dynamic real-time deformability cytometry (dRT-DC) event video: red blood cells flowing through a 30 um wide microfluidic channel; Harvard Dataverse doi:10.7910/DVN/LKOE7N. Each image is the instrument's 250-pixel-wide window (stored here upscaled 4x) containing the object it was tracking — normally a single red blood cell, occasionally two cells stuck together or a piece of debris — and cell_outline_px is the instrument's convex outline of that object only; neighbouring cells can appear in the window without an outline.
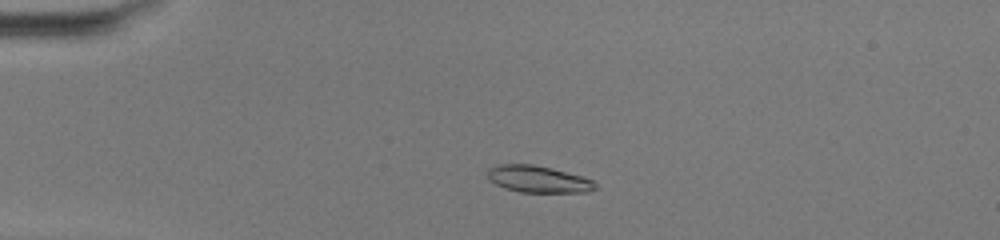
{"species": "common noctule bat (a hibernating species)", "species_latin": "Nyctalus noctula", "temperature_condition": "warm", "stored_images_in_passage": 45, "camera_frame_rate_fps": 3000, "um_per_image_px": 0.085, "animal": {"sex": "female", "body_mass_g": 20.0, "forearm_length_mm": 54.0}, "frame": {"image": 1, "passage_image": 7, "time_ms": 2.0, "image_size_px": [1000, 240], "cell_outline_px": [[600, 188], [588, 192], [520, 192], [504, 188], [488, 180], [488, 168], [500, 164], [532, 164], [552, 168], [584, 176], [592, 180]], "centroid_in_image_um": [45.78, 15.23], "position_along_channel_um": 39.2, "area_um2": 17.05}}
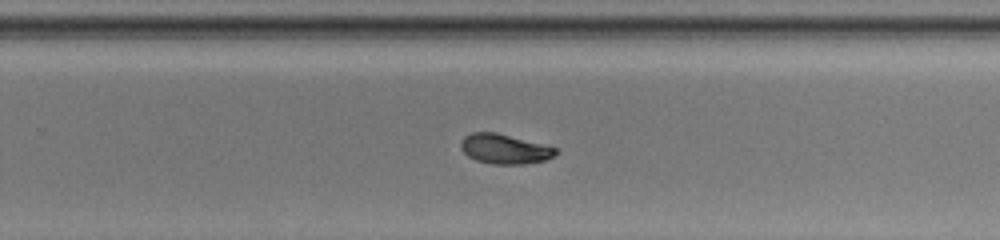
{"frame": {"image": 2, "passage_image": 28, "time_ms": 9.0, "image_size_px": [1000, 240], "cell_outline_px": [[560, 152], [544, 160], [524, 164], [492, 164], [476, 160], [468, 156], [460, 148], [460, 140], [464, 136], [472, 132], [496, 132], [560, 148]], "centroid_in_image_um": [42.9, 12.65], "position_along_channel_um": 286.9, "area_um2": 16.65}}
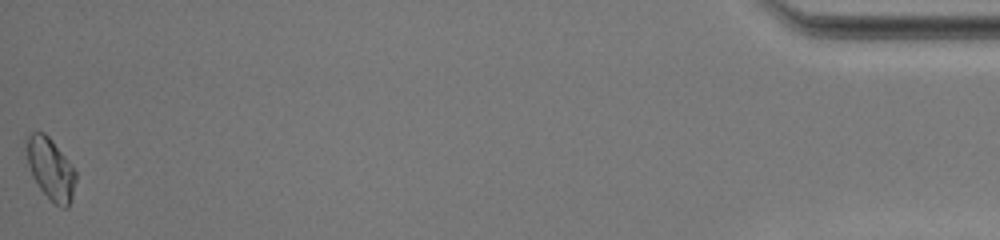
{"frame": {"image": 3, "passage_image": 45, "time_ms": 14.667, "image_size_px": [1000, 240], "cell_outline_px": [[76, 180], [72, 200], [68, 208], [60, 208], [40, 188], [32, 176], [28, 164], [24, 144], [24, 136], [32, 132], [44, 132], [52, 140], [68, 160], [76, 172]], "centroid_in_image_um": [4.28, 14.32], "position_along_channel_um": 430.9, "area_um2": 17.92}, "authors_computed_cell_mechanics": {"area_um2": 16.8776, "velocity_mm_per_s": 4.1545, "shape_relaxation_time_tau1_ms": 5.6962, "shape_relaxation_time_tau2_ms": 2.3386, "deformation_change_tau1": 0.194, "deformation_change_tau2": 0.0577}}